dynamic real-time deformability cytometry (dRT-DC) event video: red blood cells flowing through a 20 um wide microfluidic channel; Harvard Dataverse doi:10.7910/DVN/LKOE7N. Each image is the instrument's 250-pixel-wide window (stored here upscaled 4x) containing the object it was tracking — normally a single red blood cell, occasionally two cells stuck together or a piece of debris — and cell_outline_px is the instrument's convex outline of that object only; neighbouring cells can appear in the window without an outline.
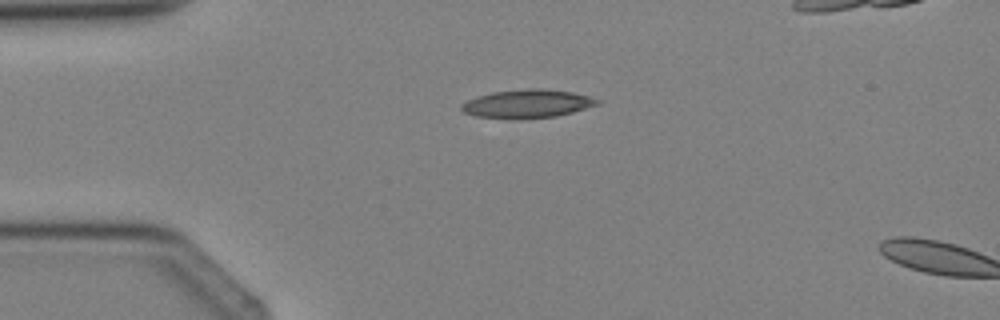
{"species": "Egyptian fruit bat (a non-hibernating species)", "species_latin": "Rousettus aegyptiacus", "temperature_condition": "cold", "stored_images_in_passage": 4, "camera_frame_rate_fps": 3000, "um_per_image_px": 0.085, "animal": {"sex": "female"}, "frame": {"image": 1, "passage_image": 3, "time_ms": 2.333, "image_size_px": [1000, 320], "cell_outline_px": [[600, 104], [572, 112], [556, 116], [516, 120], [512, 120], [476, 116], [464, 112], [460, 108], [460, 104], [476, 96], [492, 92], [524, 88], [540, 88], [572, 92], [588, 96], [600, 100]], "centroid_in_image_um": [44.78, 8.82], "position_along_channel_um": 40.2, "area_um2": 22.77}}